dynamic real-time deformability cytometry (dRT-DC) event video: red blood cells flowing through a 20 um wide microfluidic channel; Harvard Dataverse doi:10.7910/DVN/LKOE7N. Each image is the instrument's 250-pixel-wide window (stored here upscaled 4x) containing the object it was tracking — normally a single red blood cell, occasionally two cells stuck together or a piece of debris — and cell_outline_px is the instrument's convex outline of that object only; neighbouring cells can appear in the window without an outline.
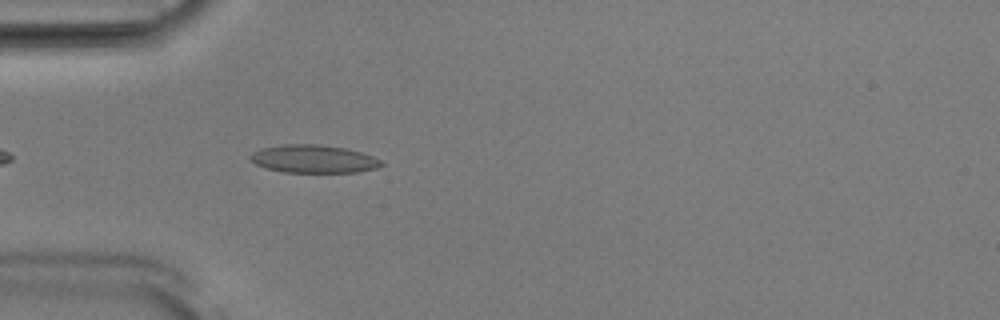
{"species": "Egyptian fruit bat (a non-hibernating species)", "species_latin": "Rousettus aegyptiacus", "temperature_condition": "room temperature", "stored_images_in_passage": 21, "camera_frame_rate_fps": 3000, "um_per_image_px": 0.085, "animal": {"sex": "male"}, "frame": {"image": 1, "passage_image": 2, "time_ms": 0.333, "image_size_px": [1000, 320], "cell_outline_px": [[384, 164], [376, 168], [356, 172], [284, 172], [264, 168], [256, 164], [248, 156], [252, 152], [264, 148], [284, 144], [320, 144], [344, 148], [360, 152], [372, 156], [380, 160]], "centroid_in_image_um": [26.63, 13.51], "position_along_channel_um": 58.4, "area_um2": 21.21}}
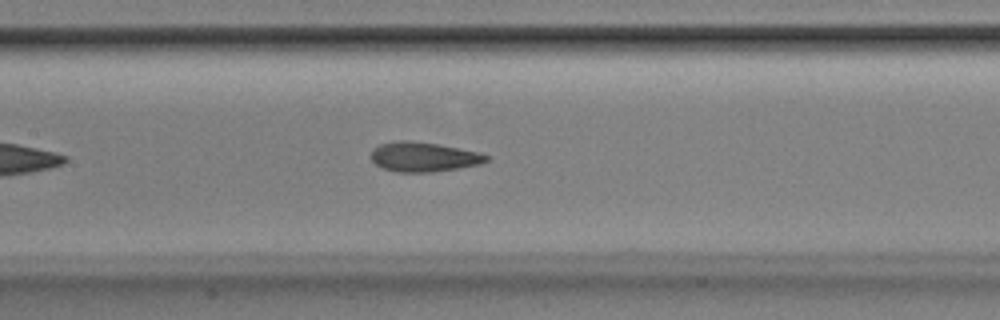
{"frame": {"image": 2, "passage_image": 11, "time_ms": 3.333, "image_size_px": [1000, 320], "cell_outline_px": [[488, 160], [480, 164], [432, 172], [396, 172], [384, 168], [376, 164], [372, 160], [372, 148], [380, 144], [396, 140], [408, 140], [436, 144], [480, 152], [488, 156]], "centroid_in_image_um": [35.98, 13.33], "position_along_channel_um": 171.4, "area_um2": 19.71}}
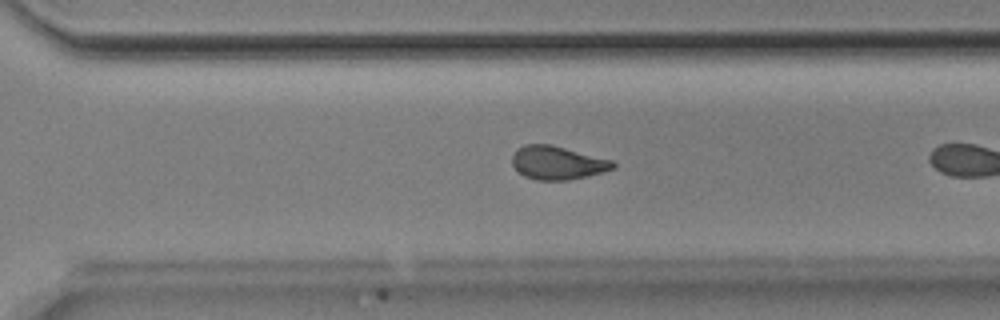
{"frame": {"image": 3, "passage_image": 20, "time_ms": 6.333, "image_size_px": [1000, 320], "cell_outline_px": [[616, 168], [604, 172], [588, 176], [568, 180], [536, 180], [524, 176], [512, 164], [512, 156], [516, 148], [524, 144], [552, 144], [612, 160], [616, 164]], "centroid_in_image_um": [47.39, 13.83], "position_along_channel_um": 323.2, "area_um2": 19.83}}